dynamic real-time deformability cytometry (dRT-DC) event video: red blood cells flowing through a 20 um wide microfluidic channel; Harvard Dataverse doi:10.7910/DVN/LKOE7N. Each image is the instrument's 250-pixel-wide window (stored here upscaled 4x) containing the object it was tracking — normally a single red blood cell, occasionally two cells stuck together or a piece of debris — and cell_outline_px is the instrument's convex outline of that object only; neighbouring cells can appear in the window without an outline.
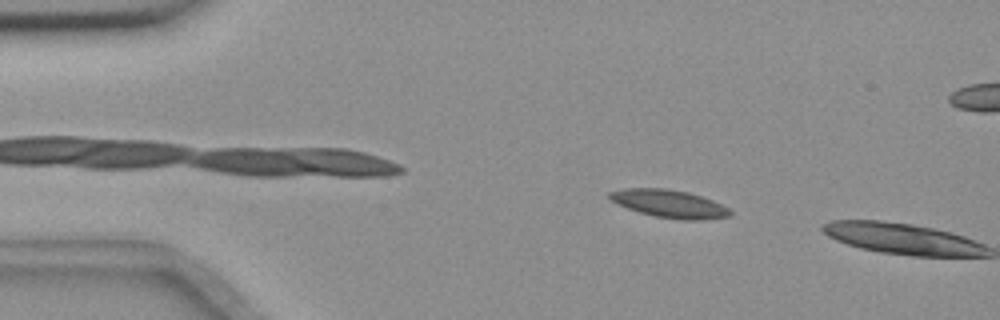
{"species": "common noctule bat (a hibernating species)", "species_latin": "Nyctalus noctula", "temperature_condition": "room temperature", "stored_images_in_passage": 10, "camera_frame_rate_fps": 3000, "um_per_image_px": 0.085, "animal": {"sex": "female", "body_mass_g": 18.4}, "frame": {"image": 1, "passage_image": 9, "time_ms": 2.667, "image_size_px": [1000, 320], "cell_outline_px": [[732, 216], [704, 220], [680, 220], [656, 216], [640, 212], [616, 204], [608, 196], [608, 192], [624, 188], [668, 188], [688, 192], [712, 200], [728, 208], [732, 212]], "centroid_in_image_um": [56.9, 17.32], "position_along_channel_um": 28.1, "area_um2": 19.59}}